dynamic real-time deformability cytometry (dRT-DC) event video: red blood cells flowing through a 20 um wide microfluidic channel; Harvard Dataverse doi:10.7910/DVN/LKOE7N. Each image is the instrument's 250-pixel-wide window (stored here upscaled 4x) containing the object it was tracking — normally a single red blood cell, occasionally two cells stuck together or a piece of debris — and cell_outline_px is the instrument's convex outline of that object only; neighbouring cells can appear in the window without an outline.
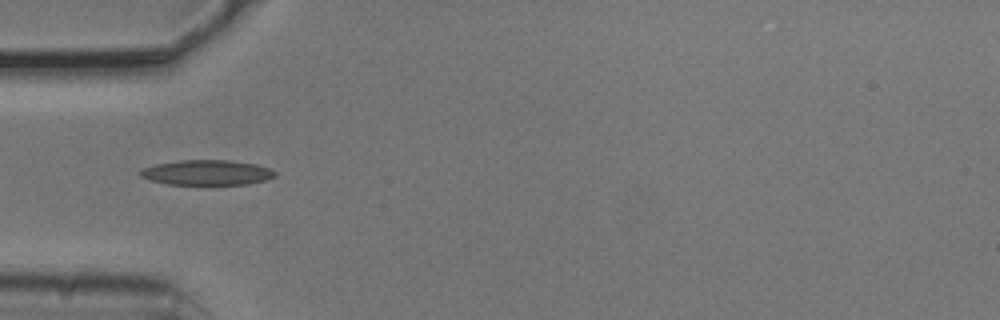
{"species": "common noctule bat (a hibernating species)", "species_latin": "Nyctalus noctula", "temperature_condition": "cold", "stored_images_in_passage": 3, "camera_frame_rate_fps": 3000, "um_per_image_px": 0.085, "animal": {"sex": "male", "body_mass_g": 20.5, "forearm_length_mm": 52.5}, "frame": {"image": 1, "passage_image": 1, "time_ms": 0.0, "image_size_px": [1000, 320], "cell_outline_px": [[276, 176], [264, 180], [248, 184], [168, 184], [148, 180], [140, 176], [140, 168], [156, 164], [180, 160], [228, 160], [256, 164], [268, 168], [276, 172]], "centroid_in_image_um": [17.55, 14.66], "position_along_channel_um": 67.5, "area_um2": 19.65}}
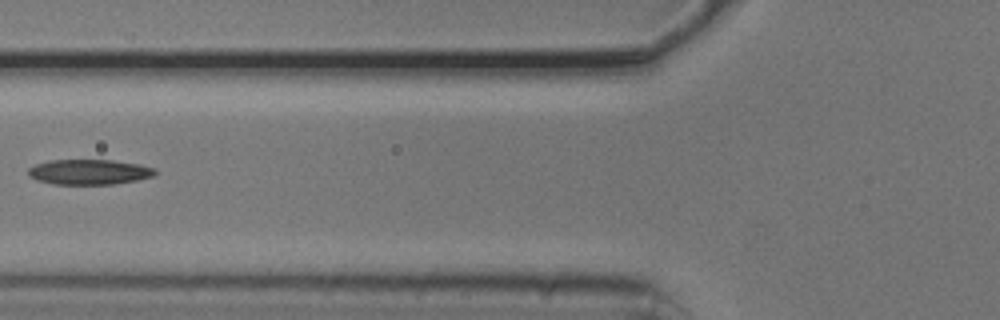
{"frame": {"image": 2, "passage_image": 2, "time_ms": 0.333, "image_size_px": [1000, 320], "cell_outline_px": [[156, 172], [152, 176], [136, 180], [112, 184], [52, 184], [36, 180], [28, 176], [28, 168], [36, 164], [52, 160], [112, 160], [140, 164], [156, 168]], "centroid_in_image_um": [7.56, 14.61], "position_along_channel_um": 118.2, "area_um2": 18.61}}
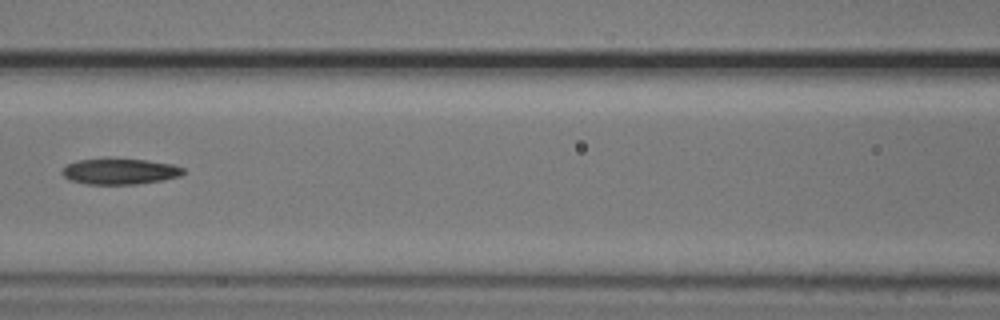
{"frame": {"image": 3, "passage_image": 3, "time_ms": 0.667, "image_size_px": [1000, 320], "cell_outline_px": [[184, 172], [180, 176], [164, 180], [136, 184], [84, 184], [68, 180], [60, 172], [68, 164], [76, 160], [104, 156], [108, 156], [148, 160], [172, 164], [184, 168]], "centroid_in_image_um": [10.14, 14.53], "position_along_channel_um": 156.5, "area_um2": 19.07}}